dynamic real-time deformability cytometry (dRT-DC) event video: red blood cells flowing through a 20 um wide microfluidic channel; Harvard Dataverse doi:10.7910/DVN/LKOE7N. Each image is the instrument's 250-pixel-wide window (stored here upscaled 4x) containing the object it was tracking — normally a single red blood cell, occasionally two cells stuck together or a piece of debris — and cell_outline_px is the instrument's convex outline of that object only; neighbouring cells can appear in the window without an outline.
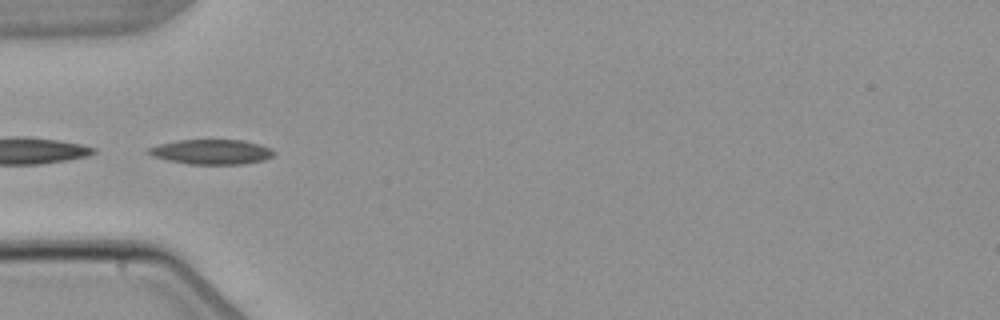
{"species": "common noctule bat (a hibernating species)", "species_latin": "Nyctalus noctula", "temperature_condition": "warm", "stored_images_in_passage": 5, "camera_frame_rate_fps": 3000, "um_per_image_px": 0.085, "animal": {"sex": "male", "body_mass_g": 21.5, "forearm_length_mm": 52.0}, "frame": {"image": 1, "passage_image": 4, "time_ms": 3.667, "image_size_px": [1000, 320], "cell_outline_px": [[276, 152], [272, 156], [264, 160], [244, 164], [188, 164], [168, 160], [152, 156], [144, 152], [148, 148], [160, 144], [176, 140], [240, 140], [260, 144]], "centroid_in_image_um": [17.94, 12.91], "position_along_channel_um": 67.1, "area_um2": 18.15}}
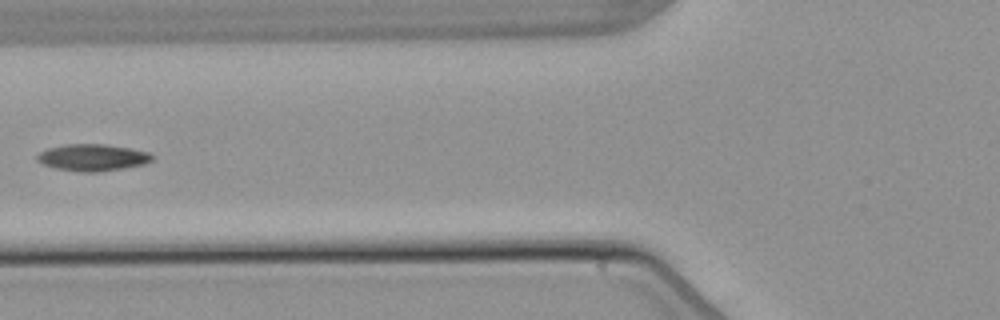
{"frame": {"image": 2, "passage_image": 5, "time_ms": 5.0, "image_size_px": [1000, 320], "cell_outline_px": [[152, 160], [144, 164], [96, 172], [80, 172], [56, 168], [44, 164], [36, 160], [36, 156], [40, 152], [48, 148], [64, 144], [104, 144], [128, 148], [148, 152], [152, 156]], "centroid_in_image_um": [7.82, 13.38], "position_along_channel_um": 118.0, "area_um2": 17.69}}